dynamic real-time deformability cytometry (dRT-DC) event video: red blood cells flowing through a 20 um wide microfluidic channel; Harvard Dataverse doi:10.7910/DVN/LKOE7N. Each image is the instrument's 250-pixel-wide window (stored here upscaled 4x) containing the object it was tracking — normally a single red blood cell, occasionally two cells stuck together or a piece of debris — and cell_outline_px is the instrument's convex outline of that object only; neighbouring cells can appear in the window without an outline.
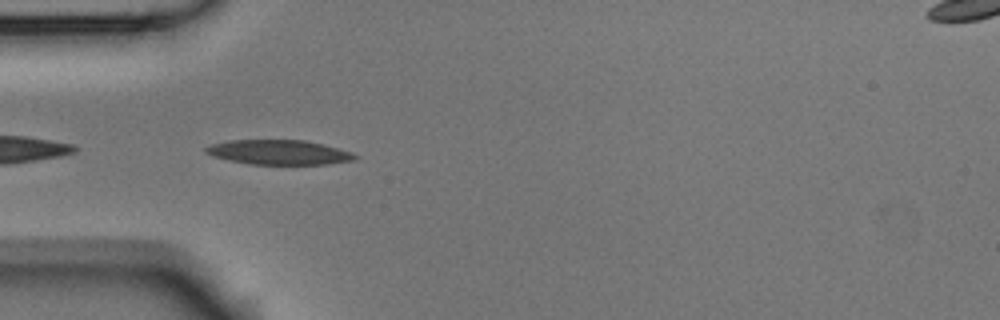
{"species": "Egyptian fruit bat (a non-hibernating species)", "species_latin": "Rousettus aegyptiacus", "temperature_condition": "room temperature", "stored_images_in_passage": 4, "camera_frame_rate_fps": 3000, "um_per_image_px": 0.085, "animal": {"sex": "male"}, "frame": {"image": 1, "passage_image": 4, "time_ms": 1.0, "image_size_px": [1000, 320], "cell_outline_px": [[356, 160], [324, 164], [248, 164], [228, 160], [212, 156], [204, 152], [204, 148], [212, 144], [228, 140], [304, 140], [352, 152], [356, 156]], "centroid_in_image_um": [23.64, 12.94], "position_along_channel_um": 61.4, "area_um2": 21.27}}